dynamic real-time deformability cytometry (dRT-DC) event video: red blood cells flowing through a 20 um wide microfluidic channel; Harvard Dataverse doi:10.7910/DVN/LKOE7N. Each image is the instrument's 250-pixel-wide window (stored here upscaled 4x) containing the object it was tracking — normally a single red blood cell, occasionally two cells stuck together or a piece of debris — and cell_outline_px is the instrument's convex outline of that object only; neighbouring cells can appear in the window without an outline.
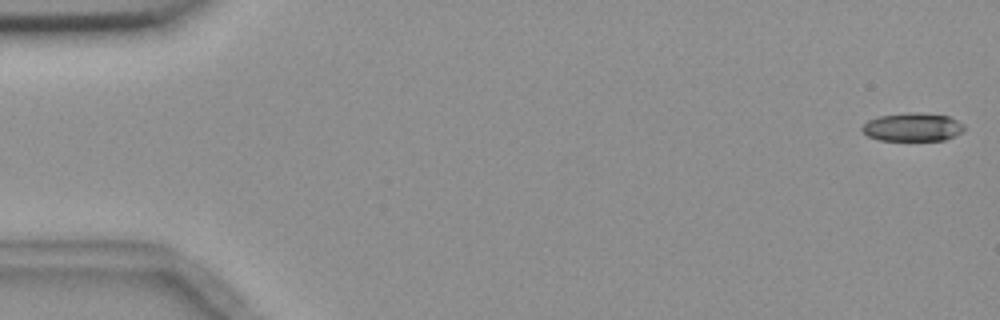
{"species": "common noctule bat (a hibernating species)", "species_latin": "Nyctalus noctula", "temperature_condition": "room temperature", "stored_images_in_passage": 4, "camera_frame_rate_fps": 3000, "um_per_image_px": 0.085, "animal": {"sex": "female", "body_mass_g": 18.4}, "frame": {"image": 1, "passage_image": 1, "time_ms": 0.0, "image_size_px": [1000, 320], "cell_outline_px": [[964, 128], [960, 132], [944, 140], [880, 140], [868, 136], [860, 128], [868, 120], [880, 116], [908, 112], [916, 112], [948, 116], [964, 124]], "centroid_in_image_um": [77.54, 10.79], "position_along_channel_um": 7.5, "area_um2": 16.65}}